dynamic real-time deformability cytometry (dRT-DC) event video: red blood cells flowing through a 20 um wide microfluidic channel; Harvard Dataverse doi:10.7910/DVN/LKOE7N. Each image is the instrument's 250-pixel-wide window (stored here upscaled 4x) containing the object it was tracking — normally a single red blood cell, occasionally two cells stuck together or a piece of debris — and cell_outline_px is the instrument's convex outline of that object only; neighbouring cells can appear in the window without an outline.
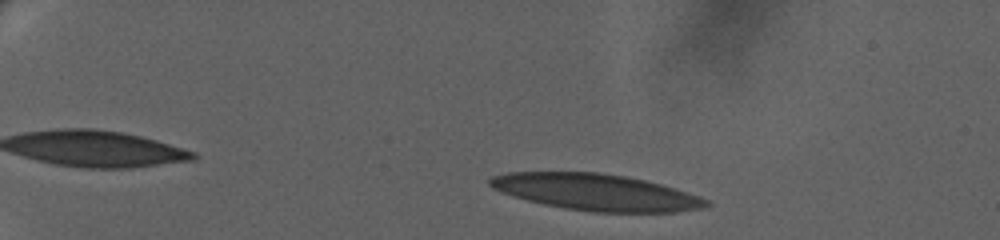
{"species": "human", "species_latin": "Homo sapiens", "temperature_condition": "warm", "stored_images_in_passage": 58, "camera_frame_rate_fps": 3000, "um_per_image_px": 0.085, "donor": {"sex": "female"}, "frame": {"image": 1, "passage_image": 6, "time_ms": 1.667, "image_size_px": [1000, 240], "cell_outline_px": [[712, 204], [704, 208], [672, 212], [592, 212], [564, 208], [544, 204], [528, 200], [500, 192], [492, 188], [488, 184], [488, 180], [492, 176], [508, 172], [600, 172], [624, 176], [644, 180], [660, 184], [700, 196], [708, 200]], "centroid_in_image_um": [50.65, 16.33], "position_along_channel_um": 34.4, "area_um2": 45.89}}
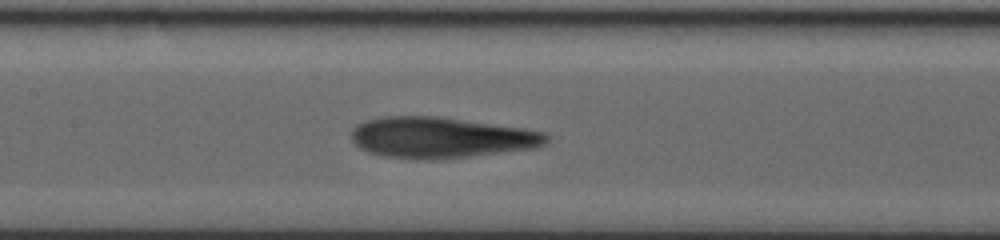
{"frame": {"image": 2, "passage_image": 28, "time_ms": 9.0, "image_size_px": [1000, 240], "cell_outline_px": [[548, 140], [544, 144], [536, 148], [440, 160], [420, 160], [384, 156], [368, 152], [360, 148], [352, 140], [352, 128], [356, 124], [368, 120], [384, 116], [436, 116], [524, 128], [544, 132], [548, 136]], "centroid_in_image_um": [37.47, 11.7], "position_along_channel_um": 169.9, "area_um2": 46.7}}
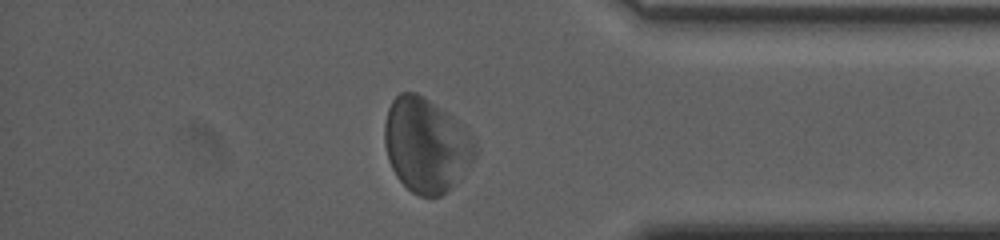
{"frame": {"image": 3, "passage_image": 50, "time_ms": 16.333, "image_size_px": [1000, 240], "cell_outline_px": [[476, 156], [452, 184], [440, 196], [420, 196], [412, 192], [396, 176], [388, 160], [384, 144], [384, 124], [388, 108], [392, 100], [400, 92], [416, 92], [452, 116], [472, 136], [476, 144]], "centroid_in_image_um": [36.18, 12.31], "position_along_channel_um": 399.0, "area_um2": 49.01}, "authors_computed_cell_mechanics": {"area_um2": 46.7602, "velocity_mm_per_s": 3.2717, "shape_relaxation_time_tau1_ms": 8.6418, "shape_relaxation_time_tau2_ms": 1.8033, "deformation_change_tau1": 0.2297, "deformation_change_tau2": 0.0974}}